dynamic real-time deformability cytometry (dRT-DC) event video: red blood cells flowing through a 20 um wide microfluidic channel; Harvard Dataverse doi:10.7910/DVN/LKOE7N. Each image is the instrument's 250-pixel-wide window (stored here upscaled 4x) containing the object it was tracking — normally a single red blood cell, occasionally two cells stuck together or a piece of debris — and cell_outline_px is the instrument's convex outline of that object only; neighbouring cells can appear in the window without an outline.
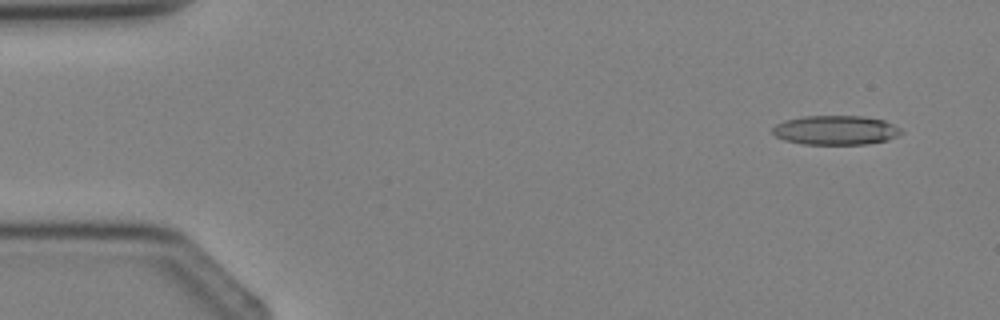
{"species": "Egyptian fruit bat (a non-hibernating species)", "species_latin": "Rousettus aegyptiacus", "temperature_condition": "cold", "stored_images_in_passage": 4, "camera_frame_rate_fps": 3000, "um_per_image_px": 0.085, "animal": {"sex": "female"}, "frame": {"image": 1, "passage_image": 1, "time_ms": 0.0, "image_size_px": [1000, 320], "cell_outline_px": [[904, 132], [888, 140], [868, 144], [804, 144], [784, 140], [776, 136], [772, 132], [772, 128], [776, 124], [784, 120], [804, 116], [864, 116], [884, 120], [900, 128]], "centroid_in_image_um": [71.03, 11.06], "position_along_channel_um": 14.0, "area_um2": 22.02}}